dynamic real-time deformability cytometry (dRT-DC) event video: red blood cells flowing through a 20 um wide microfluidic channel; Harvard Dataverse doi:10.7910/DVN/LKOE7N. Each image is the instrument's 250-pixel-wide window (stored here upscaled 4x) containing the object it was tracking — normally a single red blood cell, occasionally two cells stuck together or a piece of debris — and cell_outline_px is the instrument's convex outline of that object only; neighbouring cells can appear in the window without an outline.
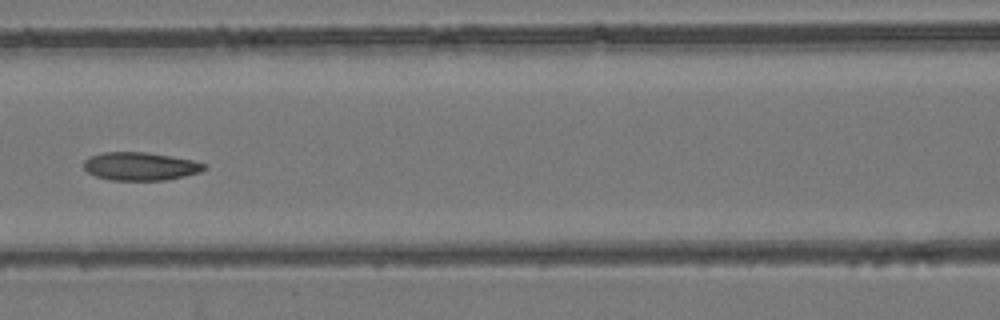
{"species": "common noctule bat (a hibernating species)", "species_latin": "Nyctalus noctula", "temperature_condition": "room temperature", "stored_images_in_passage": 8, "camera_frame_rate_fps": 3000, "um_per_image_px": 0.085, "animal": {"sex": "female", "body_mass_g": 24.6, "forearm_length_mm": 56.2}, "frame": {"image": 1, "passage_image": 8, "time_ms": 8.0, "image_size_px": [1000, 320], "cell_outline_px": [[208, 168], [200, 172], [168, 180], [108, 180], [96, 176], [88, 172], [84, 168], [84, 160], [88, 156], [100, 152], [148, 152], [172, 156], [192, 160], [208, 164]], "centroid_in_image_um": [11.94, 14.13], "position_along_channel_um": 154.7, "area_um2": 20.06}}